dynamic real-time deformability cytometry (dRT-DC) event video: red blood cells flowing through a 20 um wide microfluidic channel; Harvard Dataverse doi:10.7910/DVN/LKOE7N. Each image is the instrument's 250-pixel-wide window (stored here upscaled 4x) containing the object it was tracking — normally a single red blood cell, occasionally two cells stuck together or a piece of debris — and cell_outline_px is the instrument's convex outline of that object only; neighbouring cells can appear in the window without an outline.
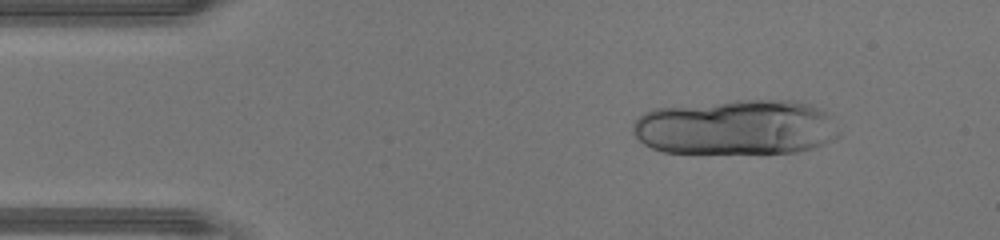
{"species": "human", "species_latin": "Homo sapiens", "temperature_condition": "warm", "stored_images_in_passage": 21, "camera_frame_rate_fps": 3000, "um_per_image_px": 0.085, "donor": {"sex": "male"}, "frame": {"image": 1, "passage_image": 5, "time_ms": 1.333, "image_size_px": [1000, 240], "cell_outline_px": [[840, 136], [824, 144], [812, 148], [796, 152], [664, 152], [652, 148], [644, 144], [632, 132], [632, 124], [644, 112], [652, 108], [736, 100], [796, 100], [820, 108], [832, 116], [840, 132]], "centroid_in_image_um": [62.59, 10.8], "position_along_channel_um": 22.4, "area_um2": 66.59}}